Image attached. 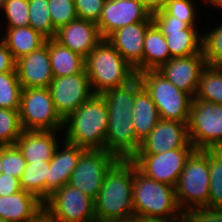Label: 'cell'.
<instances>
[{"label": "cell", "mask_w": 222, "mask_h": 222, "mask_svg": "<svg viewBox=\"0 0 222 222\" xmlns=\"http://www.w3.org/2000/svg\"><path fill=\"white\" fill-rule=\"evenodd\" d=\"M142 87L140 78L136 76L128 84L102 94L108 109L105 151L120 159H130L140 147V142L136 139L132 110L136 93Z\"/></svg>", "instance_id": "1"}, {"label": "cell", "mask_w": 222, "mask_h": 222, "mask_svg": "<svg viewBox=\"0 0 222 222\" xmlns=\"http://www.w3.org/2000/svg\"><path fill=\"white\" fill-rule=\"evenodd\" d=\"M133 162L120 159L106 174L94 200L96 222H127L134 216Z\"/></svg>", "instance_id": "2"}, {"label": "cell", "mask_w": 222, "mask_h": 222, "mask_svg": "<svg viewBox=\"0 0 222 222\" xmlns=\"http://www.w3.org/2000/svg\"><path fill=\"white\" fill-rule=\"evenodd\" d=\"M108 109L102 94L92 95L64 119L63 138L86 150H105Z\"/></svg>", "instance_id": "3"}, {"label": "cell", "mask_w": 222, "mask_h": 222, "mask_svg": "<svg viewBox=\"0 0 222 222\" xmlns=\"http://www.w3.org/2000/svg\"><path fill=\"white\" fill-rule=\"evenodd\" d=\"M132 195L134 216L165 222H182L183 212L177 203L175 187L145 176L134 163Z\"/></svg>", "instance_id": "4"}, {"label": "cell", "mask_w": 222, "mask_h": 222, "mask_svg": "<svg viewBox=\"0 0 222 222\" xmlns=\"http://www.w3.org/2000/svg\"><path fill=\"white\" fill-rule=\"evenodd\" d=\"M85 69L93 94L126 85L137 76L107 39H102L85 58Z\"/></svg>", "instance_id": "5"}, {"label": "cell", "mask_w": 222, "mask_h": 222, "mask_svg": "<svg viewBox=\"0 0 222 222\" xmlns=\"http://www.w3.org/2000/svg\"><path fill=\"white\" fill-rule=\"evenodd\" d=\"M143 88L155 103L160 119L188 124L193 98L179 90L158 70H146L137 74Z\"/></svg>", "instance_id": "6"}, {"label": "cell", "mask_w": 222, "mask_h": 222, "mask_svg": "<svg viewBox=\"0 0 222 222\" xmlns=\"http://www.w3.org/2000/svg\"><path fill=\"white\" fill-rule=\"evenodd\" d=\"M209 180V150L195 149L175 186L177 203L182 212L191 207L208 205Z\"/></svg>", "instance_id": "7"}, {"label": "cell", "mask_w": 222, "mask_h": 222, "mask_svg": "<svg viewBox=\"0 0 222 222\" xmlns=\"http://www.w3.org/2000/svg\"><path fill=\"white\" fill-rule=\"evenodd\" d=\"M187 128L195 149L218 150L222 146V105L193 99Z\"/></svg>", "instance_id": "8"}, {"label": "cell", "mask_w": 222, "mask_h": 222, "mask_svg": "<svg viewBox=\"0 0 222 222\" xmlns=\"http://www.w3.org/2000/svg\"><path fill=\"white\" fill-rule=\"evenodd\" d=\"M20 122L23 130L59 131L64 120L57 113L49 88L21 90Z\"/></svg>", "instance_id": "9"}, {"label": "cell", "mask_w": 222, "mask_h": 222, "mask_svg": "<svg viewBox=\"0 0 222 222\" xmlns=\"http://www.w3.org/2000/svg\"><path fill=\"white\" fill-rule=\"evenodd\" d=\"M120 160L105 150H85L71 174L69 185L96 199L106 174Z\"/></svg>", "instance_id": "10"}, {"label": "cell", "mask_w": 222, "mask_h": 222, "mask_svg": "<svg viewBox=\"0 0 222 222\" xmlns=\"http://www.w3.org/2000/svg\"><path fill=\"white\" fill-rule=\"evenodd\" d=\"M195 148H176L159 154H134L130 160L145 176L175 187Z\"/></svg>", "instance_id": "11"}, {"label": "cell", "mask_w": 222, "mask_h": 222, "mask_svg": "<svg viewBox=\"0 0 222 222\" xmlns=\"http://www.w3.org/2000/svg\"><path fill=\"white\" fill-rule=\"evenodd\" d=\"M43 206L58 222H96L94 200L69 184L53 192Z\"/></svg>", "instance_id": "12"}, {"label": "cell", "mask_w": 222, "mask_h": 222, "mask_svg": "<svg viewBox=\"0 0 222 222\" xmlns=\"http://www.w3.org/2000/svg\"><path fill=\"white\" fill-rule=\"evenodd\" d=\"M152 19L165 36L171 57L202 54V35L197 27H190L182 20L169 16L163 9L152 13Z\"/></svg>", "instance_id": "13"}, {"label": "cell", "mask_w": 222, "mask_h": 222, "mask_svg": "<svg viewBox=\"0 0 222 222\" xmlns=\"http://www.w3.org/2000/svg\"><path fill=\"white\" fill-rule=\"evenodd\" d=\"M54 107L64 120L93 94L87 71L54 77L49 85Z\"/></svg>", "instance_id": "14"}, {"label": "cell", "mask_w": 222, "mask_h": 222, "mask_svg": "<svg viewBox=\"0 0 222 222\" xmlns=\"http://www.w3.org/2000/svg\"><path fill=\"white\" fill-rule=\"evenodd\" d=\"M137 22H153L151 12L138 0H105L97 23L100 35L107 39L113 32Z\"/></svg>", "instance_id": "15"}, {"label": "cell", "mask_w": 222, "mask_h": 222, "mask_svg": "<svg viewBox=\"0 0 222 222\" xmlns=\"http://www.w3.org/2000/svg\"><path fill=\"white\" fill-rule=\"evenodd\" d=\"M176 148H194L189 141L187 124L160 119L135 154H159Z\"/></svg>", "instance_id": "16"}, {"label": "cell", "mask_w": 222, "mask_h": 222, "mask_svg": "<svg viewBox=\"0 0 222 222\" xmlns=\"http://www.w3.org/2000/svg\"><path fill=\"white\" fill-rule=\"evenodd\" d=\"M15 70L22 89L49 88L54 78L49 55V39L37 50L16 60Z\"/></svg>", "instance_id": "17"}, {"label": "cell", "mask_w": 222, "mask_h": 222, "mask_svg": "<svg viewBox=\"0 0 222 222\" xmlns=\"http://www.w3.org/2000/svg\"><path fill=\"white\" fill-rule=\"evenodd\" d=\"M205 66L206 62L203 54H195L186 57H172L158 71L179 90L194 99L198 89L200 73Z\"/></svg>", "instance_id": "18"}, {"label": "cell", "mask_w": 222, "mask_h": 222, "mask_svg": "<svg viewBox=\"0 0 222 222\" xmlns=\"http://www.w3.org/2000/svg\"><path fill=\"white\" fill-rule=\"evenodd\" d=\"M54 39L86 58L103 38L100 35L97 23L76 18L67 25L61 26L56 31Z\"/></svg>", "instance_id": "19"}, {"label": "cell", "mask_w": 222, "mask_h": 222, "mask_svg": "<svg viewBox=\"0 0 222 222\" xmlns=\"http://www.w3.org/2000/svg\"><path fill=\"white\" fill-rule=\"evenodd\" d=\"M153 22H137L113 32L107 40L136 71L142 72L143 43L147 29Z\"/></svg>", "instance_id": "20"}, {"label": "cell", "mask_w": 222, "mask_h": 222, "mask_svg": "<svg viewBox=\"0 0 222 222\" xmlns=\"http://www.w3.org/2000/svg\"><path fill=\"white\" fill-rule=\"evenodd\" d=\"M63 146L58 145L50 160L49 173L46 177V200L49 196L69 183L71 174L86 150L63 139Z\"/></svg>", "instance_id": "21"}, {"label": "cell", "mask_w": 222, "mask_h": 222, "mask_svg": "<svg viewBox=\"0 0 222 222\" xmlns=\"http://www.w3.org/2000/svg\"><path fill=\"white\" fill-rule=\"evenodd\" d=\"M58 131L24 130L15 145L27 163L50 161L60 144Z\"/></svg>", "instance_id": "22"}, {"label": "cell", "mask_w": 222, "mask_h": 222, "mask_svg": "<svg viewBox=\"0 0 222 222\" xmlns=\"http://www.w3.org/2000/svg\"><path fill=\"white\" fill-rule=\"evenodd\" d=\"M43 207L42 201L24 190L0 196V218L9 222H29Z\"/></svg>", "instance_id": "23"}, {"label": "cell", "mask_w": 222, "mask_h": 222, "mask_svg": "<svg viewBox=\"0 0 222 222\" xmlns=\"http://www.w3.org/2000/svg\"><path fill=\"white\" fill-rule=\"evenodd\" d=\"M0 39L11 52L14 60L29 55L46 43L47 38L30 26L6 27Z\"/></svg>", "instance_id": "24"}, {"label": "cell", "mask_w": 222, "mask_h": 222, "mask_svg": "<svg viewBox=\"0 0 222 222\" xmlns=\"http://www.w3.org/2000/svg\"><path fill=\"white\" fill-rule=\"evenodd\" d=\"M132 116L136 139L141 143L160 120L155 103L143 87L136 93Z\"/></svg>", "instance_id": "25"}, {"label": "cell", "mask_w": 222, "mask_h": 222, "mask_svg": "<svg viewBox=\"0 0 222 222\" xmlns=\"http://www.w3.org/2000/svg\"><path fill=\"white\" fill-rule=\"evenodd\" d=\"M171 58L165 36L153 23L147 29L144 37L142 71L158 70Z\"/></svg>", "instance_id": "26"}, {"label": "cell", "mask_w": 222, "mask_h": 222, "mask_svg": "<svg viewBox=\"0 0 222 222\" xmlns=\"http://www.w3.org/2000/svg\"><path fill=\"white\" fill-rule=\"evenodd\" d=\"M49 55L54 77L79 73L85 68V58L61 45L54 38L49 39Z\"/></svg>", "instance_id": "27"}, {"label": "cell", "mask_w": 222, "mask_h": 222, "mask_svg": "<svg viewBox=\"0 0 222 222\" xmlns=\"http://www.w3.org/2000/svg\"><path fill=\"white\" fill-rule=\"evenodd\" d=\"M194 99L222 105V66L203 68Z\"/></svg>", "instance_id": "28"}, {"label": "cell", "mask_w": 222, "mask_h": 222, "mask_svg": "<svg viewBox=\"0 0 222 222\" xmlns=\"http://www.w3.org/2000/svg\"><path fill=\"white\" fill-rule=\"evenodd\" d=\"M50 161L27 163L19 178L21 189L35 195L43 203L46 201V177Z\"/></svg>", "instance_id": "29"}, {"label": "cell", "mask_w": 222, "mask_h": 222, "mask_svg": "<svg viewBox=\"0 0 222 222\" xmlns=\"http://www.w3.org/2000/svg\"><path fill=\"white\" fill-rule=\"evenodd\" d=\"M29 26L40 32L47 39L55 38L51 15L48 9V0H28Z\"/></svg>", "instance_id": "30"}, {"label": "cell", "mask_w": 222, "mask_h": 222, "mask_svg": "<svg viewBox=\"0 0 222 222\" xmlns=\"http://www.w3.org/2000/svg\"><path fill=\"white\" fill-rule=\"evenodd\" d=\"M23 131L19 109L0 108V146L15 145Z\"/></svg>", "instance_id": "31"}, {"label": "cell", "mask_w": 222, "mask_h": 222, "mask_svg": "<svg viewBox=\"0 0 222 222\" xmlns=\"http://www.w3.org/2000/svg\"><path fill=\"white\" fill-rule=\"evenodd\" d=\"M210 189L208 205L222 208V153L209 150Z\"/></svg>", "instance_id": "32"}, {"label": "cell", "mask_w": 222, "mask_h": 222, "mask_svg": "<svg viewBox=\"0 0 222 222\" xmlns=\"http://www.w3.org/2000/svg\"><path fill=\"white\" fill-rule=\"evenodd\" d=\"M21 90L16 72L0 73V108L19 109Z\"/></svg>", "instance_id": "33"}, {"label": "cell", "mask_w": 222, "mask_h": 222, "mask_svg": "<svg viewBox=\"0 0 222 222\" xmlns=\"http://www.w3.org/2000/svg\"><path fill=\"white\" fill-rule=\"evenodd\" d=\"M202 34V54L206 65L222 66V23Z\"/></svg>", "instance_id": "34"}, {"label": "cell", "mask_w": 222, "mask_h": 222, "mask_svg": "<svg viewBox=\"0 0 222 222\" xmlns=\"http://www.w3.org/2000/svg\"><path fill=\"white\" fill-rule=\"evenodd\" d=\"M1 11L5 14L7 26L26 27L29 26L28 0H6Z\"/></svg>", "instance_id": "35"}, {"label": "cell", "mask_w": 222, "mask_h": 222, "mask_svg": "<svg viewBox=\"0 0 222 222\" xmlns=\"http://www.w3.org/2000/svg\"><path fill=\"white\" fill-rule=\"evenodd\" d=\"M53 28L57 31L78 18L74 0H48Z\"/></svg>", "instance_id": "36"}, {"label": "cell", "mask_w": 222, "mask_h": 222, "mask_svg": "<svg viewBox=\"0 0 222 222\" xmlns=\"http://www.w3.org/2000/svg\"><path fill=\"white\" fill-rule=\"evenodd\" d=\"M26 165L27 161L16 145L2 146V173L19 179Z\"/></svg>", "instance_id": "37"}, {"label": "cell", "mask_w": 222, "mask_h": 222, "mask_svg": "<svg viewBox=\"0 0 222 222\" xmlns=\"http://www.w3.org/2000/svg\"><path fill=\"white\" fill-rule=\"evenodd\" d=\"M193 0H168L163 10L169 15L182 20L190 27H195L197 10Z\"/></svg>", "instance_id": "38"}, {"label": "cell", "mask_w": 222, "mask_h": 222, "mask_svg": "<svg viewBox=\"0 0 222 222\" xmlns=\"http://www.w3.org/2000/svg\"><path fill=\"white\" fill-rule=\"evenodd\" d=\"M183 222H222V208L195 206L183 212Z\"/></svg>", "instance_id": "39"}, {"label": "cell", "mask_w": 222, "mask_h": 222, "mask_svg": "<svg viewBox=\"0 0 222 222\" xmlns=\"http://www.w3.org/2000/svg\"><path fill=\"white\" fill-rule=\"evenodd\" d=\"M78 18L98 23L105 0H74Z\"/></svg>", "instance_id": "40"}, {"label": "cell", "mask_w": 222, "mask_h": 222, "mask_svg": "<svg viewBox=\"0 0 222 222\" xmlns=\"http://www.w3.org/2000/svg\"><path fill=\"white\" fill-rule=\"evenodd\" d=\"M22 190L17 177L6 173L0 174V196H9Z\"/></svg>", "instance_id": "41"}, {"label": "cell", "mask_w": 222, "mask_h": 222, "mask_svg": "<svg viewBox=\"0 0 222 222\" xmlns=\"http://www.w3.org/2000/svg\"><path fill=\"white\" fill-rule=\"evenodd\" d=\"M16 61L4 42L0 39V73L16 72Z\"/></svg>", "instance_id": "42"}, {"label": "cell", "mask_w": 222, "mask_h": 222, "mask_svg": "<svg viewBox=\"0 0 222 222\" xmlns=\"http://www.w3.org/2000/svg\"><path fill=\"white\" fill-rule=\"evenodd\" d=\"M138 1L141 2L151 12V14L159 10H162L168 2V0H138Z\"/></svg>", "instance_id": "43"}, {"label": "cell", "mask_w": 222, "mask_h": 222, "mask_svg": "<svg viewBox=\"0 0 222 222\" xmlns=\"http://www.w3.org/2000/svg\"><path fill=\"white\" fill-rule=\"evenodd\" d=\"M29 222H58L44 207Z\"/></svg>", "instance_id": "44"}, {"label": "cell", "mask_w": 222, "mask_h": 222, "mask_svg": "<svg viewBox=\"0 0 222 222\" xmlns=\"http://www.w3.org/2000/svg\"><path fill=\"white\" fill-rule=\"evenodd\" d=\"M127 222H165V221L156 220V219H147V218H141V217L133 216Z\"/></svg>", "instance_id": "45"}, {"label": "cell", "mask_w": 222, "mask_h": 222, "mask_svg": "<svg viewBox=\"0 0 222 222\" xmlns=\"http://www.w3.org/2000/svg\"><path fill=\"white\" fill-rule=\"evenodd\" d=\"M205 3H209V6L211 5L212 7L217 9L222 10V0H205Z\"/></svg>", "instance_id": "46"}, {"label": "cell", "mask_w": 222, "mask_h": 222, "mask_svg": "<svg viewBox=\"0 0 222 222\" xmlns=\"http://www.w3.org/2000/svg\"><path fill=\"white\" fill-rule=\"evenodd\" d=\"M2 173V146H0V174Z\"/></svg>", "instance_id": "47"}, {"label": "cell", "mask_w": 222, "mask_h": 222, "mask_svg": "<svg viewBox=\"0 0 222 222\" xmlns=\"http://www.w3.org/2000/svg\"><path fill=\"white\" fill-rule=\"evenodd\" d=\"M6 0H0V11L3 8Z\"/></svg>", "instance_id": "48"}, {"label": "cell", "mask_w": 222, "mask_h": 222, "mask_svg": "<svg viewBox=\"0 0 222 222\" xmlns=\"http://www.w3.org/2000/svg\"><path fill=\"white\" fill-rule=\"evenodd\" d=\"M0 222H9V221L0 218Z\"/></svg>", "instance_id": "49"}, {"label": "cell", "mask_w": 222, "mask_h": 222, "mask_svg": "<svg viewBox=\"0 0 222 222\" xmlns=\"http://www.w3.org/2000/svg\"><path fill=\"white\" fill-rule=\"evenodd\" d=\"M218 150L222 153V146Z\"/></svg>", "instance_id": "50"}]
</instances>
